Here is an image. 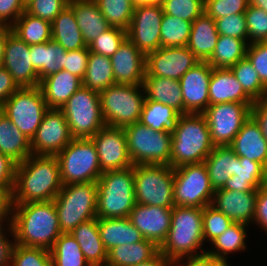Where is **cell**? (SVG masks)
<instances>
[{
	"mask_svg": "<svg viewBox=\"0 0 267 266\" xmlns=\"http://www.w3.org/2000/svg\"><path fill=\"white\" fill-rule=\"evenodd\" d=\"M12 227L15 244L49 251L62 234L53 200L13 204Z\"/></svg>",
	"mask_w": 267,
	"mask_h": 266,
	"instance_id": "1",
	"label": "cell"
},
{
	"mask_svg": "<svg viewBox=\"0 0 267 266\" xmlns=\"http://www.w3.org/2000/svg\"><path fill=\"white\" fill-rule=\"evenodd\" d=\"M62 187L57 157L31 154L17 164L13 204L54 200Z\"/></svg>",
	"mask_w": 267,
	"mask_h": 266,
	"instance_id": "2",
	"label": "cell"
},
{
	"mask_svg": "<svg viewBox=\"0 0 267 266\" xmlns=\"http://www.w3.org/2000/svg\"><path fill=\"white\" fill-rule=\"evenodd\" d=\"M203 246L202 208L174 206L170 229L159 246L160 252L174 265L206 255Z\"/></svg>",
	"mask_w": 267,
	"mask_h": 266,
	"instance_id": "3",
	"label": "cell"
},
{
	"mask_svg": "<svg viewBox=\"0 0 267 266\" xmlns=\"http://www.w3.org/2000/svg\"><path fill=\"white\" fill-rule=\"evenodd\" d=\"M172 133L170 166L204 162L215 145L205 117L202 114H182Z\"/></svg>",
	"mask_w": 267,
	"mask_h": 266,
	"instance_id": "4",
	"label": "cell"
},
{
	"mask_svg": "<svg viewBox=\"0 0 267 266\" xmlns=\"http://www.w3.org/2000/svg\"><path fill=\"white\" fill-rule=\"evenodd\" d=\"M97 184V218L129 217L136 204L133 166L104 171Z\"/></svg>",
	"mask_w": 267,
	"mask_h": 266,
	"instance_id": "5",
	"label": "cell"
},
{
	"mask_svg": "<svg viewBox=\"0 0 267 266\" xmlns=\"http://www.w3.org/2000/svg\"><path fill=\"white\" fill-rule=\"evenodd\" d=\"M53 201L62 233H70L80 223L97 218L96 182L64 185Z\"/></svg>",
	"mask_w": 267,
	"mask_h": 266,
	"instance_id": "6",
	"label": "cell"
},
{
	"mask_svg": "<svg viewBox=\"0 0 267 266\" xmlns=\"http://www.w3.org/2000/svg\"><path fill=\"white\" fill-rule=\"evenodd\" d=\"M106 126L123 128L139 122L145 93L142 85L114 84L99 93Z\"/></svg>",
	"mask_w": 267,
	"mask_h": 266,
	"instance_id": "7",
	"label": "cell"
},
{
	"mask_svg": "<svg viewBox=\"0 0 267 266\" xmlns=\"http://www.w3.org/2000/svg\"><path fill=\"white\" fill-rule=\"evenodd\" d=\"M127 149L133 165H169L171 162V131H155L141 122L123 127Z\"/></svg>",
	"mask_w": 267,
	"mask_h": 266,
	"instance_id": "8",
	"label": "cell"
},
{
	"mask_svg": "<svg viewBox=\"0 0 267 266\" xmlns=\"http://www.w3.org/2000/svg\"><path fill=\"white\" fill-rule=\"evenodd\" d=\"M63 186L97 182L103 173L91 138H73L57 155Z\"/></svg>",
	"mask_w": 267,
	"mask_h": 266,
	"instance_id": "9",
	"label": "cell"
},
{
	"mask_svg": "<svg viewBox=\"0 0 267 266\" xmlns=\"http://www.w3.org/2000/svg\"><path fill=\"white\" fill-rule=\"evenodd\" d=\"M136 203L174 207V170L169 165H133Z\"/></svg>",
	"mask_w": 267,
	"mask_h": 266,
	"instance_id": "10",
	"label": "cell"
},
{
	"mask_svg": "<svg viewBox=\"0 0 267 266\" xmlns=\"http://www.w3.org/2000/svg\"><path fill=\"white\" fill-rule=\"evenodd\" d=\"M61 110L73 138H92L106 126L99 93L83 85L67 100Z\"/></svg>",
	"mask_w": 267,
	"mask_h": 266,
	"instance_id": "11",
	"label": "cell"
},
{
	"mask_svg": "<svg viewBox=\"0 0 267 266\" xmlns=\"http://www.w3.org/2000/svg\"><path fill=\"white\" fill-rule=\"evenodd\" d=\"M48 109L40 86L18 88L1 106L2 113L29 140L35 135Z\"/></svg>",
	"mask_w": 267,
	"mask_h": 266,
	"instance_id": "12",
	"label": "cell"
},
{
	"mask_svg": "<svg viewBox=\"0 0 267 266\" xmlns=\"http://www.w3.org/2000/svg\"><path fill=\"white\" fill-rule=\"evenodd\" d=\"M174 170V206L204 208L214 195L204 162L185 164Z\"/></svg>",
	"mask_w": 267,
	"mask_h": 266,
	"instance_id": "13",
	"label": "cell"
},
{
	"mask_svg": "<svg viewBox=\"0 0 267 266\" xmlns=\"http://www.w3.org/2000/svg\"><path fill=\"white\" fill-rule=\"evenodd\" d=\"M253 103H218L202 113L215 146H229L244 122L251 116Z\"/></svg>",
	"mask_w": 267,
	"mask_h": 266,
	"instance_id": "14",
	"label": "cell"
},
{
	"mask_svg": "<svg viewBox=\"0 0 267 266\" xmlns=\"http://www.w3.org/2000/svg\"><path fill=\"white\" fill-rule=\"evenodd\" d=\"M73 139L61 109L49 108L30 140L33 155L56 156Z\"/></svg>",
	"mask_w": 267,
	"mask_h": 266,
	"instance_id": "15",
	"label": "cell"
},
{
	"mask_svg": "<svg viewBox=\"0 0 267 266\" xmlns=\"http://www.w3.org/2000/svg\"><path fill=\"white\" fill-rule=\"evenodd\" d=\"M161 5L145 4L134 7L127 38L145 55L161 47Z\"/></svg>",
	"mask_w": 267,
	"mask_h": 266,
	"instance_id": "16",
	"label": "cell"
},
{
	"mask_svg": "<svg viewBox=\"0 0 267 266\" xmlns=\"http://www.w3.org/2000/svg\"><path fill=\"white\" fill-rule=\"evenodd\" d=\"M200 60L189 50L182 47H160L146 55L145 76L179 79Z\"/></svg>",
	"mask_w": 267,
	"mask_h": 266,
	"instance_id": "17",
	"label": "cell"
},
{
	"mask_svg": "<svg viewBox=\"0 0 267 266\" xmlns=\"http://www.w3.org/2000/svg\"><path fill=\"white\" fill-rule=\"evenodd\" d=\"M91 139L103 172L133 166L123 128L105 126Z\"/></svg>",
	"mask_w": 267,
	"mask_h": 266,
	"instance_id": "18",
	"label": "cell"
},
{
	"mask_svg": "<svg viewBox=\"0 0 267 266\" xmlns=\"http://www.w3.org/2000/svg\"><path fill=\"white\" fill-rule=\"evenodd\" d=\"M212 70L207 61H200L179 79L184 114H202L209 106V83Z\"/></svg>",
	"mask_w": 267,
	"mask_h": 266,
	"instance_id": "19",
	"label": "cell"
},
{
	"mask_svg": "<svg viewBox=\"0 0 267 266\" xmlns=\"http://www.w3.org/2000/svg\"><path fill=\"white\" fill-rule=\"evenodd\" d=\"M19 88L40 85L38 73L31 64L30 45L13 32L7 36L3 65Z\"/></svg>",
	"mask_w": 267,
	"mask_h": 266,
	"instance_id": "20",
	"label": "cell"
},
{
	"mask_svg": "<svg viewBox=\"0 0 267 266\" xmlns=\"http://www.w3.org/2000/svg\"><path fill=\"white\" fill-rule=\"evenodd\" d=\"M110 59L115 84L142 85L146 74V55L127 37Z\"/></svg>",
	"mask_w": 267,
	"mask_h": 266,
	"instance_id": "21",
	"label": "cell"
},
{
	"mask_svg": "<svg viewBox=\"0 0 267 266\" xmlns=\"http://www.w3.org/2000/svg\"><path fill=\"white\" fill-rule=\"evenodd\" d=\"M171 216L172 208L136 203L128 218L144 239L160 246L170 229Z\"/></svg>",
	"mask_w": 267,
	"mask_h": 266,
	"instance_id": "22",
	"label": "cell"
},
{
	"mask_svg": "<svg viewBox=\"0 0 267 266\" xmlns=\"http://www.w3.org/2000/svg\"><path fill=\"white\" fill-rule=\"evenodd\" d=\"M257 192H243L226 190L223 188L214 191L211 206L223 212L234 223L252 225Z\"/></svg>",
	"mask_w": 267,
	"mask_h": 266,
	"instance_id": "23",
	"label": "cell"
},
{
	"mask_svg": "<svg viewBox=\"0 0 267 266\" xmlns=\"http://www.w3.org/2000/svg\"><path fill=\"white\" fill-rule=\"evenodd\" d=\"M229 147L238 157L259 162L267 169V141L252 116L244 122Z\"/></svg>",
	"mask_w": 267,
	"mask_h": 266,
	"instance_id": "24",
	"label": "cell"
},
{
	"mask_svg": "<svg viewBox=\"0 0 267 266\" xmlns=\"http://www.w3.org/2000/svg\"><path fill=\"white\" fill-rule=\"evenodd\" d=\"M254 103L230 68H213L209 83V105L218 103Z\"/></svg>",
	"mask_w": 267,
	"mask_h": 266,
	"instance_id": "25",
	"label": "cell"
},
{
	"mask_svg": "<svg viewBox=\"0 0 267 266\" xmlns=\"http://www.w3.org/2000/svg\"><path fill=\"white\" fill-rule=\"evenodd\" d=\"M48 108L61 109L67 100L82 86V79L67 70H60L40 82Z\"/></svg>",
	"mask_w": 267,
	"mask_h": 266,
	"instance_id": "26",
	"label": "cell"
},
{
	"mask_svg": "<svg viewBox=\"0 0 267 266\" xmlns=\"http://www.w3.org/2000/svg\"><path fill=\"white\" fill-rule=\"evenodd\" d=\"M68 6L74 12L87 46L111 27L94 0H69Z\"/></svg>",
	"mask_w": 267,
	"mask_h": 266,
	"instance_id": "27",
	"label": "cell"
},
{
	"mask_svg": "<svg viewBox=\"0 0 267 266\" xmlns=\"http://www.w3.org/2000/svg\"><path fill=\"white\" fill-rule=\"evenodd\" d=\"M218 38L215 20L203 13L192 22L187 47L200 61H208L215 51Z\"/></svg>",
	"mask_w": 267,
	"mask_h": 266,
	"instance_id": "28",
	"label": "cell"
},
{
	"mask_svg": "<svg viewBox=\"0 0 267 266\" xmlns=\"http://www.w3.org/2000/svg\"><path fill=\"white\" fill-rule=\"evenodd\" d=\"M70 233L79 244L85 259L91 266L106 264L107 250L100 238L98 218L80 223Z\"/></svg>",
	"mask_w": 267,
	"mask_h": 266,
	"instance_id": "29",
	"label": "cell"
},
{
	"mask_svg": "<svg viewBox=\"0 0 267 266\" xmlns=\"http://www.w3.org/2000/svg\"><path fill=\"white\" fill-rule=\"evenodd\" d=\"M98 229L107 251L121 244H133L144 239L128 217L98 218Z\"/></svg>",
	"mask_w": 267,
	"mask_h": 266,
	"instance_id": "30",
	"label": "cell"
},
{
	"mask_svg": "<svg viewBox=\"0 0 267 266\" xmlns=\"http://www.w3.org/2000/svg\"><path fill=\"white\" fill-rule=\"evenodd\" d=\"M145 98L173 107L184 114V102L180 82L158 76H145L142 83Z\"/></svg>",
	"mask_w": 267,
	"mask_h": 266,
	"instance_id": "31",
	"label": "cell"
},
{
	"mask_svg": "<svg viewBox=\"0 0 267 266\" xmlns=\"http://www.w3.org/2000/svg\"><path fill=\"white\" fill-rule=\"evenodd\" d=\"M267 183V169L259 162H254L246 157L237 156V169L235 175L231 176L223 189L257 192Z\"/></svg>",
	"mask_w": 267,
	"mask_h": 266,
	"instance_id": "32",
	"label": "cell"
},
{
	"mask_svg": "<svg viewBox=\"0 0 267 266\" xmlns=\"http://www.w3.org/2000/svg\"><path fill=\"white\" fill-rule=\"evenodd\" d=\"M159 252V246L147 239L133 244H121L107 251L106 265L134 266L149 261Z\"/></svg>",
	"mask_w": 267,
	"mask_h": 266,
	"instance_id": "33",
	"label": "cell"
},
{
	"mask_svg": "<svg viewBox=\"0 0 267 266\" xmlns=\"http://www.w3.org/2000/svg\"><path fill=\"white\" fill-rule=\"evenodd\" d=\"M209 180L214 190L223 188L228 179L235 175L237 155L229 146H215L206 157Z\"/></svg>",
	"mask_w": 267,
	"mask_h": 266,
	"instance_id": "34",
	"label": "cell"
},
{
	"mask_svg": "<svg viewBox=\"0 0 267 266\" xmlns=\"http://www.w3.org/2000/svg\"><path fill=\"white\" fill-rule=\"evenodd\" d=\"M66 50L54 40L30 45L31 64L38 73L40 82L63 69Z\"/></svg>",
	"mask_w": 267,
	"mask_h": 266,
	"instance_id": "35",
	"label": "cell"
},
{
	"mask_svg": "<svg viewBox=\"0 0 267 266\" xmlns=\"http://www.w3.org/2000/svg\"><path fill=\"white\" fill-rule=\"evenodd\" d=\"M0 153L10 157L17 164L32 154L30 140L2 112L0 113Z\"/></svg>",
	"mask_w": 267,
	"mask_h": 266,
	"instance_id": "36",
	"label": "cell"
},
{
	"mask_svg": "<svg viewBox=\"0 0 267 266\" xmlns=\"http://www.w3.org/2000/svg\"><path fill=\"white\" fill-rule=\"evenodd\" d=\"M51 26L52 40L59 43L66 51L87 47L74 12L68 5L53 20Z\"/></svg>",
	"mask_w": 267,
	"mask_h": 266,
	"instance_id": "37",
	"label": "cell"
},
{
	"mask_svg": "<svg viewBox=\"0 0 267 266\" xmlns=\"http://www.w3.org/2000/svg\"><path fill=\"white\" fill-rule=\"evenodd\" d=\"M249 229L246 224L233 222L210 243V249L206 247V255L213 258L228 259L230 254L234 255V253L247 250L246 238H248L247 232Z\"/></svg>",
	"mask_w": 267,
	"mask_h": 266,
	"instance_id": "38",
	"label": "cell"
},
{
	"mask_svg": "<svg viewBox=\"0 0 267 266\" xmlns=\"http://www.w3.org/2000/svg\"><path fill=\"white\" fill-rule=\"evenodd\" d=\"M115 84L110 57L90 52L82 85L100 93Z\"/></svg>",
	"mask_w": 267,
	"mask_h": 266,
	"instance_id": "39",
	"label": "cell"
},
{
	"mask_svg": "<svg viewBox=\"0 0 267 266\" xmlns=\"http://www.w3.org/2000/svg\"><path fill=\"white\" fill-rule=\"evenodd\" d=\"M11 29L28 45H36L52 39L51 23L26 11L16 20Z\"/></svg>",
	"mask_w": 267,
	"mask_h": 266,
	"instance_id": "40",
	"label": "cell"
},
{
	"mask_svg": "<svg viewBox=\"0 0 267 266\" xmlns=\"http://www.w3.org/2000/svg\"><path fill=\"white\" fill-rule=\"evenodd\" d=\"M180 115L171 106L145 98L139 122L155 131H172Z\"/></svg>",
	"mask_w": 267,
	"mask_h": 266,
	"instance_id": "41",
	"label": "cell"
},
{
	"mask_svg": "<svg viewBox=\"0 0 267 266\" xmlns=\"http://www.w3.org/2000/svg\"><path fill=\"white\" fill-rule=\"evenodd\" d=\"M247 47L245 40L219 35L215 51L207 62L212 68H230L246 57Z\"/></svg>",
	"mask_w": 267,
	"mask_h": 266,
	"instance_id": "42",
	"label": "cell"
},
{
	"mask_svg": "<svg viewBox=\"0 0 267 266\" xmlns=\"http://www.w3.org/2000/svg\"><path fill=\"white\" fill-rule=\"evenodd\" d=\"M50 253L54 266H91L71 233H62Z\"/></svg>",
	"mask_w": 267,
	"mask_h": 266,
	"instance_id": "43",
	"label": "cell"
},
{
	"mask_svg": "<svg viewBox=\"0 0 267 266\" xmlns=\"http://www.w3.org/2000/svg\"><path fill=\"white\" fill-rule=\"evenodd\" d=\"M192 22L163 14L161 22V47L187 46Z\"/></svg>",
	"mask_w": 267,
	"mask_h": 266,
	"instance_id": "44",
	"label": "cell"
},
{
	"mask_svg": "<svg viewBox=\"0 0 267 266\" xmlns=\"http://www.w3.org/2000/svg\"><path fill=\"white\" fill-rule=\"evenodd\" d=\"M244 91L255 101L267 96V87L261 82L257 71L247 57L230 67Z\"/></svg>",
	"mask_w": 267,
	"mask_h": 266,
	"instance_id": "45",
	"label": "cell"
},
{
	"mask_svg": "<svg viewBox=\"0 0 267 266\" xmlns=\"http://www.w3.org/2000/svg\"><path fill=\"white\" fill-rule=\"evenodd\" d=\"M111 27L128 30L134 12L131 0H94Z\"/></svg>",
	"mask_w": 267,
	"mask_h": 266,
	"instance_id": "46",
	"label": "cell"
},
{
	"mask_svg": "<svg viewBox=\"0 0 267 266\" xmlns=\"http://www.w3.org/2000/svg\"><path fill=\"white\" fill-rule=\"evenodd\" d=\"M10 266H54V264L49 250L14 243Z\"/></svg>",
	"mask_w": 267,
	"mask_h": 266,
	"instance_id": "47",
	"label": "cell"
},
{
	"mask_svg": "<svg viewBox=\"0 0 267 266\" xmlns=\"http://www.w3.org/2000/svg\"><path fill=\"white\" fill-rule=\"evenodd\" d=\"M233 221L223 212L216 210L208 205L202 208V226L204 242L211 243L220 236Z\"/></svg>",
	"mask_w": 267,
	"mask_h": 266,
	"instance_id": "48",
	"label": "cell"
},
{
	"mask_svg": "<svg viewBox=\"0 0 267 266\" xmlns=\"http://www.w3.org/2000/svg\"><path fill=\"white\" fill-rule=\"evenodd\" d=\"M127 37V31L118 27H110L88 45L89 51L111 57Z\"/></svg>",
	"mask_w": 267,
	"mask_h": 266,
	"instance_id": "49",
	"label": "cell"
},
{
	"mask_svg": "<svg viewBox=\"0 0 267 266\" xmlns=\"http://www.w3.org/2000/svg\"><path fill=\"white\" fill-rule=\"evenodd\" d=\"M248 32V44L267 41V12L256 6L248 5L244 12Z\"/></svg>",
	"mask_w": 267,
	"mask_h": 266,
	"instance_id": "50",
	"label": "cell"
},
{
	"mask_svg": "<svg viewBox=\"0 0 267 266\" xmlns=\"http://www.w3.org/2000/svg\"><path fill=\"white\" fill-rule=\"evenodd\" d=\"M164 14L193 22L204 13V0H165Z\"/></svg>",
	"mask_w": 267,
	"mask_h": 266,
	"instance_id": "51",
	"label": "cell"
},
{
	"mask_svg": "<svg viewBox=\"0 0 267 266\" xmlns=\"http://www.w3.org/2000/svg\"><path fill=\"white\" fill-rule=\"evenodd\" d=\"M249 0H204V13L213 20L224 16L244 13Z\"/></svg>",
	"mask_w": 267,
	"mask_h": 266,
	"instance_id": "52",
	"label": "cell"
},
{
	"mask_svg": "<svg viewBox=\"0 0 267 266\" xmlns=\"http://www.w3.org/2000/svg\"><path fill=\"white\" fill-rule=\"evenodd\" d=\"M219 35L239 38L248 43V32L244 13L224 16L215 20Z\"/></svg>",
	"mask_w": 267,
	"mask_h": 266,
	"instance_id": "53",
	"label": "cell"
},
{
	"mask_svg": "<svg viewBox=\"0 0 267 266\" xmlns=\"http://www.w3.org/2000/svg\"><path fill=\"white\" fill-rule=\"evenodd\" d=\"M69 0H32L25 11L50 23L68 5Z\"/></svg>",
	"mask_w": 267,
	"mask_h": 266,
	"instance_id": "54",
	"label": "cell"
},
{
	"mask_svg": "<svg viewBox=\"0 0 267 266\" xmlns=\"http://www.w3.org/2000/svg\"><path fill=\"white\" fill-rule=\"evenodd\" d=\"M246 57L257 71L261 82L267 87V41L248 44Z\"/></svg>",
	"mask_w": 267,
	"mask_h": 266,
	"instance_id": "55",
	"label": "cell"
},
{
	"mask_svg": "<svg viewBox=\"0 0 267 266\" xmlns=\"http://www.w3.org/2000/svg\"><path fill=\"white\" fill-rule=\"evenodd\" d=\"M90 51L88 46L79 50L66 51L64 54L63 70L83 79L87 69Z\"/></svg>",
	"mask_w": 267,
	"mask_h": 266,
	"instance_id": "56",
	"label": "cell"
},
{
	"mask_svg": "<svg viewBox=\"0 0 267 266\" xmlns=\"http://www.w3.org/2000/svg\"><path fill=\"white\" fill-rule=\"evenodd\" d=\"M24 11L21 0H0V26L11 27Z\"/></svg>",
	"mask_w": 267,
	"mask_h": 266,
	"instance_id": "57",
	"label": "cell"
},
{
	"mask_svg": "<svg viewBox=\"0 0 267 266\" xmlns=\"http://www.w3.org/2000/svg\"><path fill=\"white\" fill-rule=\"evenodd\" d=\"M253 224L267 233V183L257 190Z\"/></svg>",
	"mask_w": 267,
	"mask_h": 266,
	"instance_id": "58",
	"label": "cell"
},
{
	"mask_svg": "<svg viewBox=\"0 0 267 266\" xmlns=\"http://www.w3.org/2000/svg\"><path fill=\"white\" fill-rule=\"evenodd\" d=\"M14 243L12 225L0 227V266H10L11 252Z\"/></svg>",
	"mask_w": 267,
	"mask_h": 266,
	"instance_id": "59",
	"label": "cell"
},
{
	"mask_svg": "<svg viewBox=\"0 0 267 266\" xmlns=\"http://www.w3.org/2000/svg\"><path fill=\"white\" fill-rule=\"evenodd\" d=\"M17 163L0 153V189H13Z\"/></svg>",
	"mask_w": 267,
	"mask_h": 266,
	"instance_id": "60",
	"label": "cell"
},
{
	"mask_svg": "<svg viewBox=\"0 0 267 266\" xmlns=\"http://www.w3.org/2000/svg\"><path fill=\"white\" fill-rule=\"evenodd\" d=\"M13 189H0V227L12 225Z\"/></svg>",
	"mask_w": 267,
	"mask_h": 266,
	"instance_id": "61",
	"label": "cell"
},
{
	"mask_svg": "<svg viewBox=\"0 0 267 266\" xmlns=\"http://www.w3.org/2000/svg\"><path fill=\"white\" fill-rule=\"evenodd\" d=\"M251 116L258 123L263 137L267 141V96L254 101L251 107Z\"/></svg>",
	"mask_w": 267,
	"mask_h": 266,
	"instance_id": "62",
	"label": "cell"
},
{
	"mask_svg": "<svg viewBox=\"0 0 267 266\" xmlns=\"http://www.w3.org/2000/svg\"><path fill=\"white\" fill-rule=\"evenodd\" d=\"M18 85L3 66L0 67V107L18 89Z\"/></svg>",
	"mask_w": 267,
	"mask_h": 266,
	"instance_id": "63",
	"label": "cell"
},
{
	"mask_svg": "<svg viewBox=\"0 0 267 266\" xmlns=\"http://www.w3.org/2000/svg\"><path fill=\"white\" fill-rule=\"evenodd\" d=\"M134 266H173V264L161 252H159L149 261L139 263Z\"/></svg>",
	"mask_w": 267,
	"mask_h": 266,
	"instance_id": "64",
	"label": "cell"
},
{
	"mask_svg": "<svg viewBox=\"0 0 267 266\" xmlns=\"http://www.w3.org/2000/svg\"><path fill=\"white\" fill-rule=\"evenodd\" d=\"M12 32L9 26H0V67L3 65L5 44L7 41V36Z\"/></svg>",
	"mask_w": 267,
	"mask_h": 266,
	"instance_id": "65",
	"label": "cell"
},
{
	"mask_svg": "<svg viewBox=\"0 0 267 266\" xmlns=\"http://www.w3.org/2000/svg\"><path fill=\"white\" fill-rule=\"evenodd\" d=\"M173 266H208V256L204 255L197 259H184L178 261Z\"/></svg>",
	"mask_w": 267,
	"mask_h": 266,
	"instance_id": "66",
	"label": "cell"
},
{
	"mask_svg": "<svg viewBox=\"0 0 267 266\" xmlns=\"http://www.w3.org/2000/svg\"><path fill=\"white\" fill-rule=\"evenodd\" d=\"M230 260L228 259H219L208 256V266H230Z\"/></svg>",
	"mask_w": 267,
	"mask_h": 266,
	"instance_id": "67",
	"label": "cell"
},
{
	"mask_svg": "<svg viewBox=\"0 0 267 266\" xmlns=\"http://www.w3.org/2000/svg\"><path fill=\"white\" fill-rule=\"evenodd\" d=\"M249 4L264 9L267 12V0H249Z\"/></svg>",
	"mask_w": 267,
	"mask_h": 266,
	"instance_id": "68",
	"label": "cell"
},
{
	"mask_svg": "<svg viewBox=\"0 0 267 266\" xmlns=\"http://www.w3.org/2000/svg\"><path fill=\"white\" fill-rule=\"evenodd\" d=\"M134 6L150 4V0H131Z\"/></svg>",
	"mask_w": 267,
	"mask_h": 266,
	"instance_id": "69",
	"label": "cell"
},
{
	"mask_svg": "<svg viewBox=\"0 0 267 266\" xmlns=\"http://www.w3.org/2000/svg\"><path fill=\"white\" fill-rule=\"evenodd\" d=\"M165 2V0H150V4H154V5H163Z\"/></svg>",
	"mask_w": 267,
	"mask_h": 266,
	"instance_id": "70",
	"label": "cell"
},
{
	"mask_svg": "<svg viewBox=\"0 0 267 266\" xmlns=\"http://www.w3.org/2000/svg\"><path fill=\"white\" fill-rule=\"evenodd\" d=\"M21 1H22V4L24 5V7H26L27 5L30 4V2H31L32 0H21Z\"/></svg>",
	"mask_w": 267,
	"mask_h": 266,
	"instance_id": "71",
	"label": "cell"
}]
</instances>
